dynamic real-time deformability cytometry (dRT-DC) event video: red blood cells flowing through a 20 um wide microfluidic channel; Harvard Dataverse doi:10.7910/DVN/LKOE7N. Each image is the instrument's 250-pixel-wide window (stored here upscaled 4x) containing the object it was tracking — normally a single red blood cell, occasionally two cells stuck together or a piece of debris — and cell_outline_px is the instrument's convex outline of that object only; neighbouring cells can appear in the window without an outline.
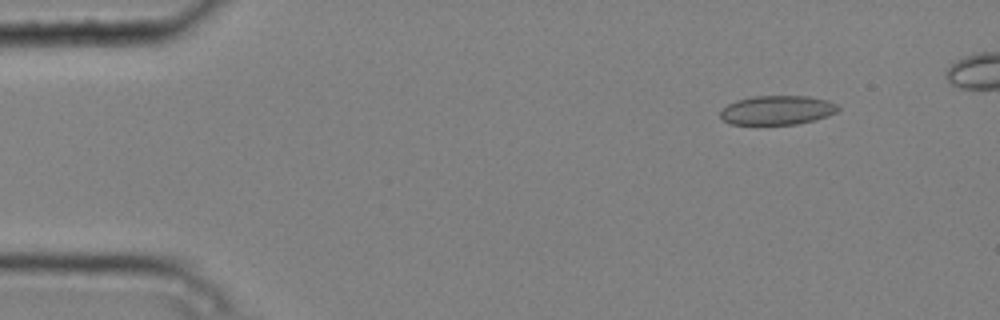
{"species": "common noctule bat (a hibernating species)", "species_latin": "Nyctalus noctula", "temperature_condition": "cold", "stored_images_in_passage": 5, "camera_frame_rate_fps": 3000, "um_per_image_px": 0.085, "animal": {"sex": "male", "body_mass_g": 20.4}, "frame": {"image": 1, "passage_image": 2, "time_ms": 0.333, "image_size_px": [1000, 320], "cell_outline_px": [[840, 108], [836, 112], [828, 116], [796, 124], [732, 124], [724, 120], [720, 116], [720, 112], [728, 104], [736, 100], [752, 96], [808, 96], [828, 100], [836, 104]], "centroid_in_image_um": [66.07, 9.35], "position_along_channel_um": 18.9, "area_um2": 19.88}}